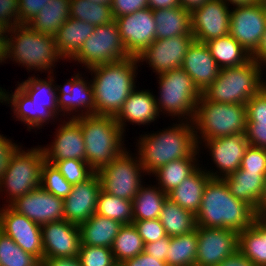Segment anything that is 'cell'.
I'll list each match as a JSON object with an SVG mask.
<instances>
[{
    "instance_id": "1",
    "label": "cell",
    "mask_w": 266,
    "mask_h": 266,
    "mask_svg": "<svg viewBox=\"0 0 266 266\" xmlns=\"http://www.w3.org/2000/svg\"><path fill=\"white\" fill-rule=\"evenodd\" d=\"M138 59L134 56L89 68L95 103L94 115L115 117L136 89Z\"/></svg>"
},
{
    "instance_id": "2",
    "label": "cell",
    "mask_w": 266,
    "mask_h": 266,
    "mask_svg": "<svg viewBox=\"0 0 266 266\" xmlns=\"http://www.w3.org/2000/svg\"><path fill=\"white\" fill-rule=\"evenodd\" d=\"M195 217L197 227L229 228L238 232L256 220L255 210L235 198L222 178H211L207 182Z\"/></svg>"
},
{
    "instance_id": "3",
    "label": "cell",
    "mask_w": 266,
    "mask_h": 266,
    "mask_svg": "<svg viewBox=\"0 0 266 266\" xmlns=\"http://www.w3.org/2000/svg\"><path fill=\"white\" fill-rule=\"evenodd\" d=\"M194 130L192 121L179 120L157 133L140 135L137 154L145 175L169 162L190 157L198 149Z\"/></svg>"
},
{
    "instance_id": "4",
    "label": "cell",
    "mask_w": 266,
    "mask_h": 266,
    "mask_svg": "<svg viewBox=\"0 0 266 266\" xmlns=\"http://www.w3.org/2000/svg\"><path fill=\"white\" fill-rule=\"evenodd\" d=\"M5 47L6 60L11 59L29 71L36 69L52 74L55 62L64 60L58 53L55 38L33 30L28 24H17L8 29Z\"/></svg>"
},
{
    "instance_id": "5",
    "label": "cell",
    "mask_w": 266,
    "mask_h": 266,
    "mask_svg": "<svg viewBox=\"0 0 266 266\" xmlns=\"http://www.w3.org/2000/svg\"><path fill=\"white\" fill-rule=\"evenodd\" d=\"M74 120L81 126L86 162L95 172L111 163L126 150L123 143L124 133L115 117L92 114L77 117Z\"/></svg>"
},
{
    "instance_id": "6",
    "label": "cell",
    "mask_w": 266,
    "mask_h": 266,
    "mask_svg": "<svg viewBox=\"0 0 266 266\" xmlns=\"http://www.w3.org/2000/svg\"><path fill=\"white\" fill-rule=\"evenodd\" d=\"M263 70L252 58L243 65L220 69L218 77L202 96L211 102L246 104L266 85Z\"/></svg>"
},
{
    "instance_id": "7",
    "label": "cell",
    "mask_w": 266,
    "mask_h": 266,
    "mask_svg": "<svg viewBox=\"0 0 266 266\" xmlns=\"http://www.w3.org/2000/svg\"><path fill=\"white\" fill-rule=\"evenodd\" d=\"M192 122L196 140L245 134L246 104L211 102L201 96Z\"/></svg>"
},
{
    "instance_id": "8",
    "label": "cell",
    "mask_w": 266,
    "mask_h": 266,
    "mask_svg": "<svg viewBox=\"0 0 266 266\" xmlns=\"http://www.w3.org/2000/svg\"><path fill=\"white\" fill-rule=\"evenodd\" d=\"M157 77L160 91L155 100L159 114H169L180 121H193L196 105L202 96L193 79L182 68L161 73Z\"/></svg>"
},
{
    "instance_id": "9",
    "label": "cell",
    "mask_w": 266,
    "mask_h": 266,
    "mask_svg": "<svg viewBox=\"0 0 266 266\" xmlns=\"http://www.w3.org/2000/svg\"><path fill=\"white\" fill-rule=\"evenodd\" d=\"M45 155L42 147L23 150L20 146L11 156L0 180V193L5 191L10 205L17 198L41 186V170ZM9 196V198H8Z\"/></svg>"
},
{
    "instance_id": "10",
    "label": "cell",
    "mask_w": 266,
    "mask_h": 266,
    "mask_svg": "<svg viewBox=\"0 0 266 266\" xmlns=\"http://www.w3.org/2000/svg\"><path fill=\"white\" fill-rule=\"evenodd\" d=\"M133 157L127 149L111 163L97 171L101 189L116 197L133 200L143 184L144 169L139 155ZM143 173V174H141Z\"/></svg>"
},
{
    "instance_id": "11",
    "label": "cell",
    "mask_w": 266,
    "mask_h": 266,
    "mask_svg": "<svg viewBox=\"0 0 266 266\" xmlns=\"http://www.w3.org/2000/svg\"><path fill=\"white\" fill-rule=\"evenodd\" d=\"M115 21L94 27V32L86 39L79 52L70 60L83 64L85 68L112 63L128 58Z\"/></svg>"
},
{
    "instance_id": "12",
    "label": "cell",
    "mask_w": 266,
    "mask_h": 266,
    "mask_svg": "<svg viewBox=\"0 0 266 266\" xmlns=\"http://www.w3.org/2000/svg\"><path fill=\"white\" fill-rule=\"evenodd\" d=\"M266 31V3L236 6L231 9L229 34L252 55Z\"/></svg>"
},
{
    "instance_id": "13",
    "label": "cell",
    "mask_w": 266,
    "mask_h": 266,
    "mask_svg": "<svg viewBox=\"0 0 266 266\" xmlns=\"http://www.w3.org/2000/svg\"><path fill=\"white\" fill-rule=\"evenodd\" d=\"M195 266H217L238 251L239 232L229 228L197 227Z\"/></svg>"
},
{
    "instance_id": "14",
    "label": "cell",
    "mask_w": 266,
    "mask_h": 266,
    "mask_svg": "<svg viewBox=\"0 0 266 266\" xmlns=\"http://www.w3.org/2000/svg\"><path fill=\"white\" fill-rule=\"evenodd\" d=\"M121 41L129 56L138 57L156 40L153 10L144 8L135 13L115 18Z\"/></svg>"
},
{
    "instance_id": "15",
    "label": "cell",
    "mask_w": 266,
    "mask_h": 266,
    "mask_svg": "<svg viewBox=\"0 0 266 266\" xmlns=\"http://www.w3.org/2000/svg\"><path fill=\"white\" fill-rule=\"evenodd\" d=\"M231 10L223 0H208L191 12L195 41L207 42L229 34Z\"/></svg>"
},
{
    "instance_id": "16",
    "label": "cell",
    "mask_w": 266,
    "mask_h": 266,
    "mask_svg": "<svg viewBox=\"0 0 266 266\" xmlns=\"http://www.w3.org/2000/svg\"><path fill=\"white\" fill-rule=\"evenodd\" d=\"M198 148L205 143V148L209 149L211 160L219 170L205 171L212 178H224L225 176L235 172L241 167L242 158L246 148L249 146L245 134H234L225 137H219L208 140H196ZM218 173V174H217Z\"/></svg>"
},
{
    "instance_id": "17",
    "label": "cell",
    "mask_w": 266,
    "mask_h": 266,
    "mask_svg": "<svg viewBox=\"0 0 266 266\" xmlns=\"http://www.w3.org/2000/svg\"><path fill=\"white\" fill-rule=\"evenodd\" d=\"M0 231L9 236L25 252L43 260L41 226L10 206L0 208Z\"/></svg>"
},
{
    "instance_id": "18",
    "label": "cell",
    "mask_w": 266,
    "mask_h": 266,
    "mask_svg": "<svg viewBox=\"0 0 266 266\" xmlns=\"http://www.w3.org/2000/svg\"><path fill=\"white\" fill-rule=\"evenodd\" d=\"M194 36H176L155 40L138 57V62L146 61L156 75L179 69L186 51L194 41Z\"/></svg>"
},
{
    "instance_id": "19",
    "label": "cell",
    "mask_w": 266,
    "mask_h": 266,
    "mask_svg": "<svg viewBox=\"0 0 266 266\" xmlns=\"http://www.w3.org/2000/svg\"><path fill=\"white\" fill-rule=\"evenodd\" d=\"M9 206L40 226L64 220L63 199L49 193L41 186L17 198Z\"/></svg>"
},
{
    "instance_id": "20",
    "label": "cell",
    "mask_w": 266,
    "mask_h": 266,
    "mask_svg": "<svg viewBox=\"0 0 266 266\" xmlns=\"http://www.w3.org/2000/svg\"><path fill=\"white\" fill-rule=\"evenodd\" d=\"M43 259L78 256L81 246L77 224L66 220L48 222L41 226Z\"/></svg>"
},
{
    "instance_id": "21",
    "label": "cell",
    "mask_w": 266,
    "mask_h": 266,
    "mask_svg": "<svg viewBox=\"0 0 266 266\" xmlns=\"http://www.w3.org/2000/svg\"><path fill=\"white\" fill-rule=\"evenodd\" d=\"M71 77L70 80L68 79L67 82L64 83V86L56 84L57 105L61 114L60 116H66V114L70 116L73 113L76 114L75 112L77 111L76 115L67 117V119L94 114L95 103L91 80L88 82V80H85V78L83 79V76L79 73Z\"/></svg>"
},
{
    "instance_id": "22",
    "label": "cell",
    "mask_w": 266,
    "mask_h": 266,
    "mask_svg": "<svg viewBox=\"0 0 266 266\" xmlns=\"http://www.w3.org/2000/svg\"><path fill=\"white\" fill-rule=\"evenodd\" d=\"M56 129L52 144L42 147L45 160L53 164L65 159L86 161V150L81 126L74 120L62 121Z\"/></svg>"
},
{
    "instance_id": "23",
    "label": "cell",
    "mask_w": 266,
    "mask_h": 266,
    "mask_svg": "<svg viewBox=\"0 0 266 266\" xmlns=\"http://www.w3.org/2000/svg\"><path fill=\"white\" fill-rule=\"evenodd\" d=\"M100 191L97 172L86 181L73 185L70 194L63 199L64 220L77 225L87 221L96 211Z\"/></svg>"
},
{
    "instance_id": "24",
    "label": "cell",
    "mask_w": 266,
    "mask_h": 266,
    "mask_svg": "<svg viewBox=\"0 0 266 266\" xmlns=\"http://www.w3.org/2000/svg\"><path fill=\"white\" fill-rule=\"evenodd\" d=\"M181 68L201 93L214 82L220 71L206 44L195 40L186 51Z\"/></svg>"
},
{
    "instance_id": "25",
    "label": "cell",
    "mask_w": 266,
    "mask_h": 266,
    "mask_svg": "<svg viewBox=\"0 0 266 266\" xmlns=\"http://www.w3.org/2000/svg\"><path fill=\"white\" fill-rule=\"evenodd\" d=\"M0 102L11 105L13 115L27 125L28 131L33 128L40 129L50 120L58 118L51 110L35 104L19 86L11 94L0 87Z\"/></svg>"
},
{
    "instance_id": "26",
    "label": "cell",
    "mask_w": 266,
    "mask_h": 266,
    "mask_svg": "<svg viewBox=\"0 0 266 266\" xmlns=\"http://www.w3.org/2000/svg\"><path fill=\"white\" fill-rule=\"evenodd\" d=\"M144 90L135 89L115 116V120L123 133L126 132L125 127L128 122L137 125H149L160 115L155 96L149 90Z\"/></svg>"
},
{
    "instance_id": "27",
    "label": "cell",
    "mask_w": 266,
    "mask_h": 266,
    "mask_svg": "<svg viewBox=\"0 0 266 266\" xmlns=\"http://www.w3.org/2000/svg\"><path fill=\"white\" fill-rule=\"evenodd\" d=\"M204 167H199L192 175L183 180L179 186L167 194V197L181 208L197 214L207 182L212 178Z\"/></svg>"
},
{
    "instance_id": "28",
    "label": "cell",
    "mask_w": 266,
    "mask_h": 266,
    "mask_svg": "<svg viewBox=\"0 0 266 266\" xmlns=\"http://www.w3.org/2000/svg\"><path fill=\"white\" fill-rule=\"evenodd\" d=\"M266 173L246 172L238 169L222 178L230 193L248 203L254 210L263 192Z\"/></svg>"
},
{
    "instance_id": "29",
    "label": "cell",
    "mask_w": 266,
    "mask_h": 266,
    "mask_svg": "<svg viewBox=\"0 0 266 266\" xmlns=\"http://www.w3.org/2000/svg\"><path fill=\"white\" fill-rule=\"evenodd\" d=\"M93 32L94 26L90 23L74 18L67 19L54 36L58 53L64 60H71Z\"/></svg>"
},
{
    "instance_id": "30",
    "label": "cell",
    "mask_w": 266,
    "mask_h": 266,
    "mask_svg": "<svg viewBox=\"0 0 266 266\" xmlns=\"http://www.w3.org/2000/svg\"><path fill=\"white\" fill-rule=\"evenodd\" d=\"M78 226L81 245L111 248L122 224L94 213Z\"/></svg>"
},
{
    "instance_id": "31",
    "label": "cell",
    "mask_w": 266,
    "mask_h": 266,
    "mask_svg": "<svg viewBox=\"0 0 266 266\" xmlns=\"http://www.w3.org/2000/svg\"><path fill=\"white\" fill-rule=\"evenodd\" d=\"M156 40L176 36H193L191 12L180 7L154 10Z\"/></svg>"
},
{
    "instance_id": "32",
    "label": "cell",
    "mask_w": 266,
    "mask_h": 266,
    "mask_svg": "<svg viewBox=\"0 0 266 266\" xmlns=\"http://www.w3.org/2000/svg\"><path fill=\"white\" fill-rule=\"evenodd\" d=\"M199 151L198 148L190 157L169 162L154 171L152 174L158 181L157 186L166 194L179 186L200 167Z\"/></svg>"
},
{
    "instance_id": "33",
    "label": "cell",
    "mask_w": 266,
    "mask_h": 266,
    "mask_svg": "<svg viewBox=\"0 0 266 266\" xmlns=\"http://www.w3.org/2000/svg\"><path fill=\"white\" fill-rule=\"evenodd\" d=\"M70 18V0H50L27 24L35 31L55 36Z\"/></svg>"
},
{
    "instance_id": "34",
    "label": "cell",
    "mask_w": 266,
    "mask_h": 266,
    "mask_svg": "<svg viewBox=\"0 0 266 266\" xmlns=\"http://www.w3.org/2000/svg\"><path fill=\"white\" fill-rule=\"evenodd\" d=\"M238 250L256 266H266V220L256 219L239 232Z\"/></svg>"
},
{
    "instance_id": "35",
    "label": "cell",
    "mask_w": 266,
    "mask_h": 266,
    "mask_svg": "<svg viewBox=\"0 0 266 266\" xmlns=\"http://www.w3.org/2000/svg\"><path fill=\"white\" fill-rule=\"evenodd\" d=\"M220 69L243 65L251 55L230 35L205 42Z\"/></svg>"
},
{
    "instance_id": "36",
    "label": "cell",
    "mask_w": 266,
    "mask_h": 266,
    "mask_svg": "<svg viewBox=\"0 0 266 266\" xmlns=\"http://www.w3.org/2000/svg\"><path fill=\"white\" fill-rule=\"evenodd\" d=\"M147 186L142 185L132 200L133 221L158 219L168 198L157 185Z\"/></svg>"
},
{
    "instance_id": "37",
    "label": "cell",
    "mask_w": 266,
    "mask_h": 266,
    "mask_svg": "<svg viewBox=\"0 0 266 266\" xmlns=\"http://www.w3.org/2000/svg\"><path fill=\"white\" fill-rule=\"evenodd\" d=\"M159 220L169 237L180 236L196 229V217L169 198L165 200Z\"/></svg>"
},
{
    "instance_id": "38",
    "label": "cell",
    "mask_w": 266,
    "mask_h": 266,
    "mask_svg": "<svg viewBox=\"0 0 266 266\" xmlns=\"http://www.w3.org/2000/svg\"><path fill=\"white\" fill-rule=\"evenodd\" d=\"M53 76L54 73L48 74V80L47 78L39 79L38 77L31 76L17 86H19L35 104L42 105L58 116L60 112L57 105V89L54 85L55 80Z\"/></svg>"
},
{
    "instance_id": "39",
    "label": "cell",
    "mask_w": 266,
    "mask_h": 266,
    "mask_svg": "<svg viewBox=\"0 0 266 266\" xmlns=\"http://www.w3.org/2000/svg\"><path fill=\"white\" fill-rule=\"evenodd\" d=\"M197 226L190 233L170 237L166 263L168 266H195L197 257Z\"/></svg>"
},
{
    "instance_id": "40",
    "label": "cell",
    "mask_w": 266,
    "mask_h": 266,
    "mask_svg": "<svg viewBox=\"0 0 266 266\" xmlns=\"http://www.w3.org/2000/svg\"><path fill=\"white\" fill-rule=\"evenodd\" d=\"M143 250V239L134 224L122 225L111 247L117 265L138 256Z\"/></svg>"
},
{
    "instance_id": "41",
    "label": "cell",
    "mask_w": 266,
    "mask_h": 266,
    "mask_svg": "<svg viewBox=\"0 0 266 266\" xmlns=\"http://www.w3.org/2000/svg\"><path fill=\"white\" fill-rule=\"evenodd\" d=\"M95 214L113 219L122 225L133 223L132 201L116 197L101 189Z\"/></svg>"
},
{
    "instance_id": "42",
    "label": "cell",
    "mask_w": 266,
    "mask_h": 266,
    "mask_svg": "<svg viewBox=\"0 0 266 266\" xmlns=\"http://www.w3.org/2000/svg\"><path fill=\"white\" fill-rule=\"evenodd\" d=\"M70 18L88 22L94 27L114 20L110 5L90 0H70Z\"/></svg>"
},
{
    "instance_id": "43",
    "label": "cell",
    "mask_w": 266,
    "mask_h": 266,
    "mask_svg": "<svg viewBox=\"0 0 266 266\" xmlns=\"http://www.w3.org/2000/svg\"><path fill=\"white\" fill-rule=\"evenodd\" d=\"M0 266H41V261L0 231Z\"/></svg>"
},
{
    "instance_id": "44",
    "label": "cell",
    "mask_w": 266,
    "mask_h": 266,
    "mask_svg": "<svg viewBox=\"0 0 266 266\" xmlns=\"http://www.w3.org/2000/svg\"><path fill=\"white\" fill-rule=\"evenodd\" d=\"M41 187L59 198H66L73 185L67 182L54 164L43 162L41 170Z\"/></svg>"
},
{
    "instance_id": "45",
    "label": "cell",
    "mask_w": 266,
    "mask_h": 266,
    "mask_svg": "<svg viewBox=\"0 0 266 266\" xmlns=\"http://www.w3.org/2000/svg\"><path fill=\"white\" fill-rule=\"evenodd\" d=\"M53 164L67 182L72 185L86 181L95 173L86 161L65 159Z\"/></svg>"
},
{
    "instance_id": "46",
    "label": "cell",
    "mask_w": 266,
    "mask_h": 266,
    "mask_svg": "<svg viewBox=\"0 0 266 266\" xmlns=\"http://www.w3.org/2000/svg\"><path fill=\"white\" fill-rule=\"evenodd\" d=\"M78 257L81 266H117L108 247L81 245Z\"/></svg>"
},
{
    "instance_id": "47",
    "label": "cell",
    "mask_w": 266,
    "mask_h": 266,
    "mask_svg": "<svg viewBox=\"0 0 266 266\" xmlns=\"http://www.w3.org/2000/svg\"><path fill=\"white\" fill-rule=\"evenodd\" d=\"M240 169L246 172L266 173V149L249 145L245 150Z\"/></svg>"
},
{
    "instance_id": "48",
    "label": "cell",
    "mask_w": 266,
    "mask_h": 266,
    "mask_svg": "<svg viewBox=\"0 0 266 266\" xmlns=\"http://www.w3.org/2000/svg\"><path fill=\"white\" fill-rule=\"evenodd\" d=\"M144 244L151 243L166 237V232L159 218L152 220L133 221Z\"/></svg>"
},
{
    "instance_id": "49",
    "label": "cell",
    "mask_w": 266,
    "mask_h": 266,
    "mask_svg": "<svg viewBox=\"0 0 266 266\" xmlns=\"http://www.w3.org/2000/svg\"><path fill=\"white\" fill-rule=\"evenodd\" d=\"M247 122H266V85L246 103Z\"/></svg>"
},
{
    "instance_id": "50",
    "label": "cell",
    "mask_w": 266,
    "mask_h": 266,
    "mask_svg": "<svg viewBox=\"0 0 266 266\" xmlns=\"http://www.w3.org/2000/svg\"><path fill=\"white\" fill-rule=\"evenodd\" d=\"M0 23L7 29L19 24V0H0Z\"/></svg>"
},
{
    "instance_id": "51",
    "label": "cell",
    "mask_w": 266,
    "mask_h": 266,
    "mask_svg": "<svg viewBox=\"0 0 266 266\" xmlns=\"http://www.w3.org/2000/svg\"><path fill=\"white\" fill-rule=\"evenodd\" d=\"M245 136L250 146L266 149V122H246Z\"/></svg>"
},
{
    "instance_id": "52",
    "label": "cell",
    "mask_w": 266,
    "mask_h": 266,
    "mask_svg": "<svg viewBox=\"0 0 266 266\" xmlns=\"http://www.w3.org/2000/svg\"><path fill=\"white\" fill-rule=\"evenodd\" d=\"M111 11L113 18L129 15L148 7L147 0H112Z\"/></svg>"
},
{
    "instance_id": "53",
    "label": "cell",
    "mask_w": 266,
    "mask_h": 266,
    "mask_svg": "<svg viewBox=\"0 0 266 266\" xmlns=\"http://www.w3.org/2000/svg\"><path fill=\"white\" fill-rule=\"evenodd\" d=\"M50 0H19V24H27Z\"/></svg>"
},
{
    "instance_id": "54",
    "label": "cell",
    "mask_w": 266,
    "mask_h": 266,
    "mask_svg": "<svg viewBox=\"0 0 266 266\" xmlns=\"http://www.w3.org/2000/svg\"><path fill=\"white\" fill-rule=\"evenodd\" d=\"M20 146L0 134V180L8 167L9 160Z\"/></svg>"
},
{
    "instance_id": "55",
    "label": "cell",
    "mask_w": 266,
    "mask_h": 266,
    "mask_svg": "<svg viewBox=\"0 0 266 266\" xmlns=\"http://www.w3.org/2000/svg\"><path fill=\"white\" fill-rule=\"evenodd\" d=\"M169 245H170V237L166 236L157 241L144 244L143 252L155 257L156 259L166 262Z\"/></svg>"
},
{
    "instance_id": "56",
    "label": "cell",
    "mask_w": 266,
    "mask_h": 266,
    "mask_svg": "<svg viewBox=\"0 0 266 266\" xmlns=\"http://www.w3.org/2000/svg\"><path fill=\"white\" fill-rule=\"evenodd\" d=\"M120 266H168L165 261L156 259L145 252L140 253L138 256L126 260Z\"/></svg>"
},
{
    "instance_id": "57",
    "label": "cell",
    "mask_w": 266,
    "mask_h": 266,
    "mask_svg": "<svg viewBox=\"0 0 266 266\" xmlns=\"http://www.w3.org/2000/svg\"><path fill=\"white\" fill-rule=\"evenodd\" d=\"M41 266H81L78 256L46 258L41 261Z\"/></svg>"
},
{
    "instance_id": "58",
    "label": "cell",
    "mask_w": 266,
    "mask_h": 266,
    "mask_svg": "<svg viewBox=\"0 0 266 266\" xmlns=\"http://www.w3.org/2000/svg\"><path fill=\"white\" fill-rule=\"evenodd\" d=\"M217 266H256L249 258L245 257L239 250L224 259Z\"/></svg>"
},
{
    "instance_id": "59",
    "label": "cell",
    "mask_w": 266,
    "mask_h": 266,
    "mask_svg": "<svg viewBox=\"0 0 266 266\" xmlns=\"http://www.w3.org/2000/svg\"><path fill=\"white\" fill-rule=\"evenodd\" d=\"M260 66L266 68V31L262 35V39L256 51L251 55ZM265 65V66H264Z\"/></svg>"
},
{
    "instance_id": "60",
    "label": "cell",
    "mask_w": 266,
    "mask_h": 266,
    "mask_svg": "<svg viewBox=\"0 0 266 266\" xmlns=\"http://www.w3.org/2000/svg\"><path fill=\"white\" fill-rule=\"evenodd\" d=\"M148 8L151 10H161L173 7H180V0H147Z\"/></svg>"
},
{
    "instance_id": "61",
    "label": "cell",
    "mask_w": 266,
    "mask_h": 266,
    "mask_svg": "<svg viewBox=\"0 0 266 266\" xmlns=\"http://www.w3.org/2000/svg\"><path fill=\"white\" fill-rule=\"evenodd\" d=\"M256 219L266 220V177L263 192L255 209Z\"/></svg>"
},
{
    "instance_id": "62",
    "label": "cell",
    "mask_w": 266,
    "mask_h": 266,
    "mask_svg": "<svg viewBox=\"0 0 266 266\" xmlns=\"http://www.w3.org/2000/svg\"><path fill=\"white\" fill-rule=\"evenodd\" d=\"M207 1L208 0H180V6L185 10L192 12Z\"/></svg>"
},
{
    "instance_id": "63",
    "label": "cell",
    "mask_w": 266,
    "mask_h": 266,
    "mask_svg": "<svg viewBox=\"0 0 266 266\" xmlns=\"http://www.w3.org/2000/svg\"><path fill=\"white\" fill-rule=\"evenodd\" d=\"M227 5L230 6L232 4L234 7L236 6H244V5H251L263 0H223Z\"/></svg>"
},
{
    "instance_id": "64",
    "label": "cell",
    "mask_w": 266,
    "mask_h": 266,
    "mask_svg": "<svg viewBox=\"0 0 266 266\" xmlns=\"http://www.w3.org/2000/svg\"><path fill=\"white\" fill-rule=\"evenodd\" d=\"M6 47L5 44L0 40V63H6Z\"/></svg>"
},
{
    "instance_id": "65",
    "label": "cell",
    "mask_w": 266,
    "mask_h": 266,
    "mask_svg": "<svg viewBox=\"0 0 266 266\" xmlns=\"http://www.w3.org/2000/svg\"><path fill=\"white\" fill-rule=\"evenodd\" d=\"M8 29L0 23V40L6 45Z\"/></svg>"
},
{
    "instance_id": "66",
    "label": "cell",
    "mask_w": 266,
    "mask_h": 266,
    "mask_svg": "<svg viewBox=\"0 0 266 266\" xmlns=\"http://www.w3.org/2000/svg\"><path fill=\"white\" fill-rule=\"evenodd\" d=\"M94 3L104 4V5H111L112 0H90Z\"/></svg>"
}]
</instances>
